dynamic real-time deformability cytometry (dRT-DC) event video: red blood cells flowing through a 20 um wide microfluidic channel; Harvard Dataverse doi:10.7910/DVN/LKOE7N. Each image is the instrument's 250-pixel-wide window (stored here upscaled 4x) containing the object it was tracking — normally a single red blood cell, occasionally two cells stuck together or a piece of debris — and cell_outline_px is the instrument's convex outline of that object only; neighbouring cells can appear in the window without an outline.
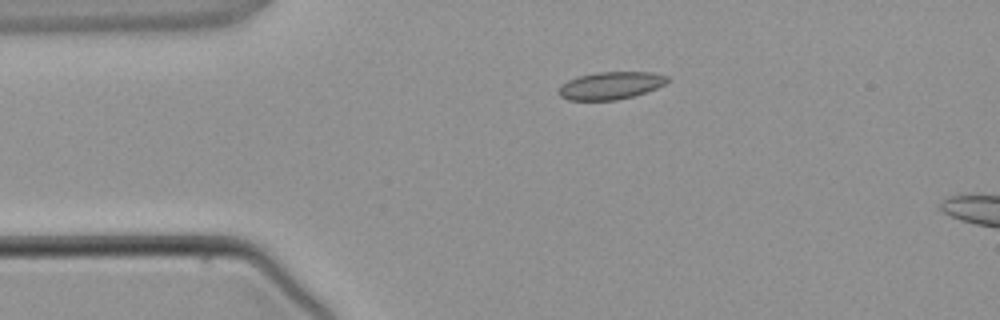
{"species": "common noctule bat (a hibernating species)", "species_latin": "Nyctalus noctula", "temperature_condition": "warm", "stored_images_in_passage": 3, "camera_frame_rate_fps": 3000, "um_per_image_px": 0.085, "animal": {"sex": "male", "body_mass_g": 21.5, "forearm_length_mm": 52.0}, "frame": {"image": 1, "passage_image": 3, "time_ms": 2.333, "image_size_px": [1000, 320], "cell_outline_px": [[668, 80], [664, 84], [656, 88], [632, 96], [616, 100], [568, 100], [560, 96], [560, 88], [568, 80], [580, 76], [596, 72], [652, 72], [668, 76]], "centroid_in_image_um": [51.92, 7.26], "position_along_channel_um": 33.1, "area_um2": 17.11}}